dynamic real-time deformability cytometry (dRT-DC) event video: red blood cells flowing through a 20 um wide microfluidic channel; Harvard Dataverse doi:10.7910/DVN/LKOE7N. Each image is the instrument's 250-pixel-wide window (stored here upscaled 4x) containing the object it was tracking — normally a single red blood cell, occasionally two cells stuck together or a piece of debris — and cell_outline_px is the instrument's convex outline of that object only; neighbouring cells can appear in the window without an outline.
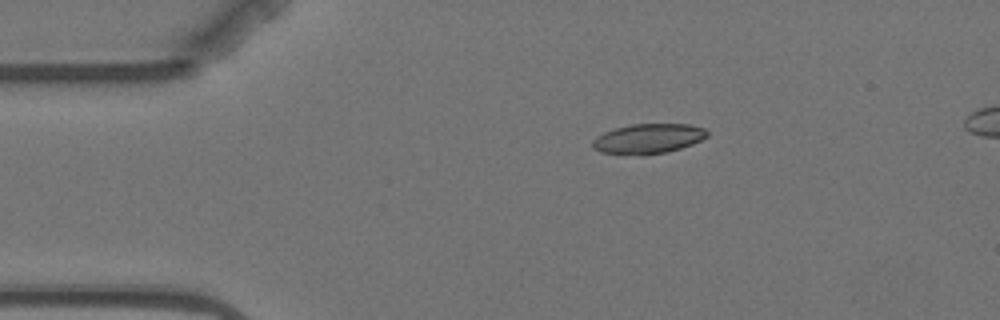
{"species": "Egyptian fruit bat (a non-hibernating species)", "species_latin": "Rousettus aegyptiacus", "temperature_condition": "warm", "stored_images_in_passage": 7, "camera_frame_rate_fps": 3000, "um_per_image_px": 0.085, "animal": {"sex": "female"}, "frame": {"image": 1, "passage_image": 3, "time_ms": 2.333, "image_size_px": [1000, 320], "cell_outline_px": [[708, 136], [692, 144], [668, 152], [644, 156], [640, 156], [600, 152], [592, 148], [592, 140], [596, 136], [604, 132], [616, 128], [632, 124], [688, 124], [704, 128], [708, 132]], "centroid_in_image_um": [55.07, 11.8], "position_along_channel_um": 29.9, "area_um2": 20.17}}
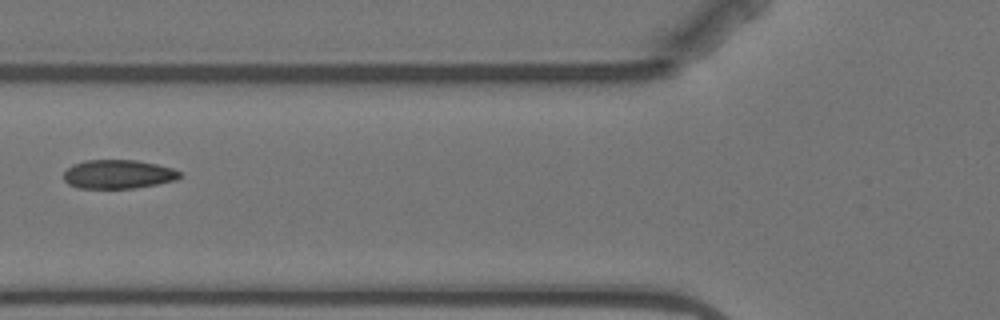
{"frame": {"image": 2, "passage_image": 6, "time_ms": 6.0, "image_size_px": [1000, 320], "cell_outline_px": [[180, 176], [176, 180], [156, 184], [132, 188], [76, 188], [68, 184], [64, 180], [64, 172], [72, 164], [84, 160], [136, 160], [156, 164], [172, 168], [180, 172]], "centroid_in_image_um": [10.0, 14.8], "position_along_channel_um": 115.8, "area_um2": 19.48}}
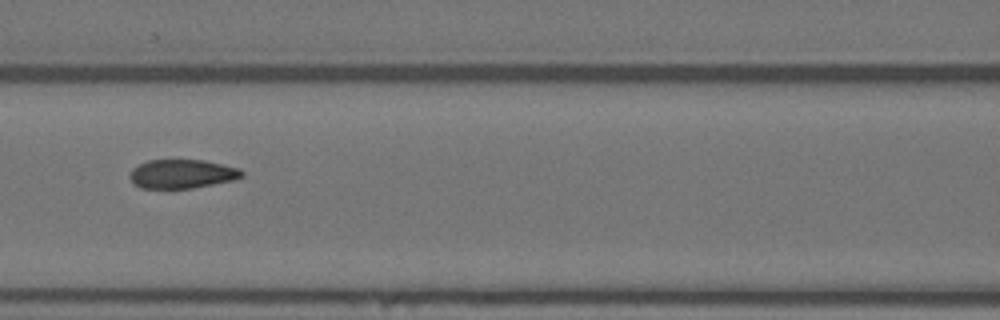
{"frame": {"image": 3, "passage_image": 7, "time_ms": 7.0, "image_size_px": [1000, 320], "cell_outline_px": [[244, 176], [232, 180], [192, 188], [140, 188], [132, 184], [128, 176], [132, 168], [148, 160], [204, 160], [240, 168], [244, 172]], "centroid_in_image_um": [15.44, 14.78], "position_along_channel_um": 151.2, "area_um2": 18.96}}